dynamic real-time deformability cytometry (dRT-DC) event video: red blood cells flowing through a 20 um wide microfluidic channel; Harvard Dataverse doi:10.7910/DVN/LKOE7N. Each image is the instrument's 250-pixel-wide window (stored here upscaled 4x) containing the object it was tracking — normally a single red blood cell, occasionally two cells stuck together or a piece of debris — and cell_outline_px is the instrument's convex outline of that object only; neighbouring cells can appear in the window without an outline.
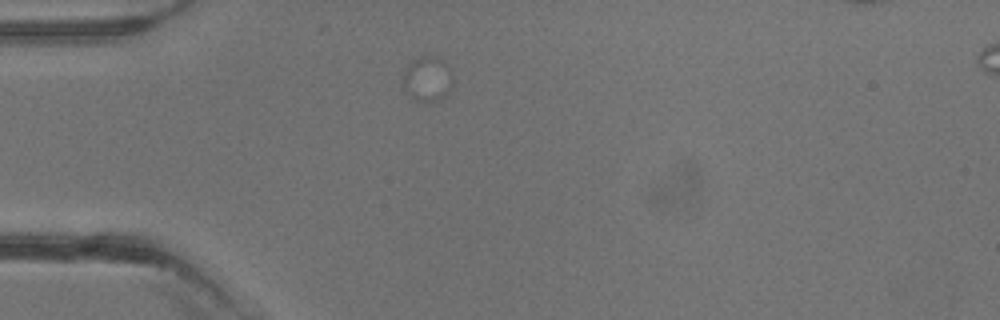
{"species": "common noctule bat (a hibernating species)", "species_latin": "Nyctalus noctula", "temperature_condition": "warm", "stored_images_in_passage": 1, "camera_frame_rate_fps": 3000, "um_per_image_px": 0.085, "animal": {"sex": "male", "body_mass_g": 13.3}, "frame": {"image": 1, "passage_image": 1, "time_ms": 0.0, "image_size_px": [1000, 320], "cell_outline_px": [[452, 88], [444, 96], [428, 104], [412, 100], [408, 96], [404, 80], [404, 72], [408, 64], [412, 60], [420, 56], [440, 56], [452, 72]], "centroid_in_image_um": [36.35, 6.72], "position_along_channel_um": 48.6, "area_um2": 13.29}}